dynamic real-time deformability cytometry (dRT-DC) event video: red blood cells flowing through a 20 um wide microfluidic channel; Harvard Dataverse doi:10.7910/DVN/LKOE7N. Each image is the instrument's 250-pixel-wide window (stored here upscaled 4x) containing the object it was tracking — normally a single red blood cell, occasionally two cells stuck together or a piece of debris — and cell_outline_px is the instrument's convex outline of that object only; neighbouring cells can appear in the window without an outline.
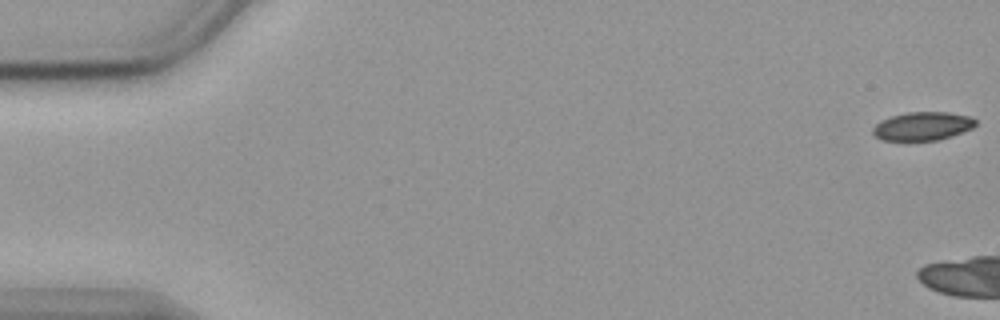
{"species": "common noctule bat (a hibernating species)", "species_latin": "Nyctalus noctula", "temperature_condition": "cold", "stored_images_in_passage": 13, "camera_frame_rate_fps": 3000, "um_per_image_px": 0.085, "animal": {"sex": "female", "body_mass_g": 19.9}, "frame": {"image": 1, "passage_image": 1, "time_ms": 0.0, "image_size_px": [1000, 320], "cell_outline_px": [[976, 124], [972, 128], [936, 140], [880, 140], [872, 132], [872, 128], [880, 120], [892, 116], [908, 112], [948, 112], [972, 116], [976, 120]], "centroid_in_image_um": [78.4, 10.71], "position_along_channel_um": 6.6, "area_um2": 16.88}}